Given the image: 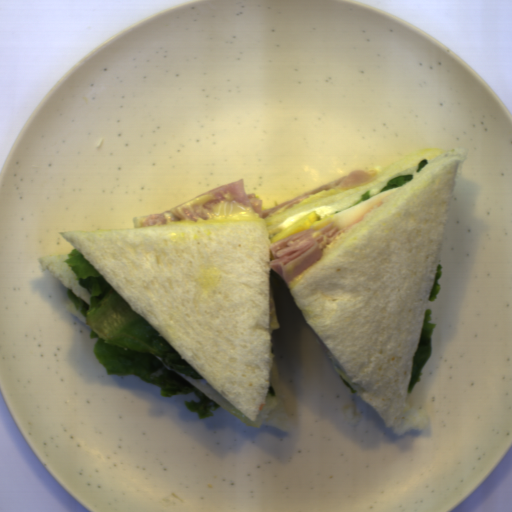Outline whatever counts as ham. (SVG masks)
I'll return each mask as SVG.
<instances>
[{"instance_id": "obj_2", "label": "ham", "mask_w": 512, "mask_h": 512, "mask_svg": "<svg viewBox=\"0 0 512 512\" xmlns=\"http://www.w3.org/2000/svg\"><path fill=\"white\" fill-rule=\"evenodd\" d=\"M378 202L362 213L352 224L341 229L334 223H328L321 230L306 229L300 233L272 243L268 250L271 254L270 267L286 283H290L317 261L327 246L337 239L343 231L360 223L368 214L381 206Z\"/></svg>"}, {"instance_id": "obj_1", "label": "ham", "mask_w": 512, "mask_h": 512, "mask_svg": "<svg viewBox=\"0 0 512 512\" xmlns=\"http://www.w3.org/2000/svg\"><path fill=\"white\" fill-rule=\"evenodd\" d=\"M371 176L360 170L348 172L342 179L318 186L291 200L263 211L262 198L244 191L245 179H240L214 188L161 214L146 215L143 227L153 225H170L211 219L223 202L243 205L254 212L260 219L284 212L298 205L309 197L323 191L340 190L364 182Z\"/></svg>"}]
</instances>
